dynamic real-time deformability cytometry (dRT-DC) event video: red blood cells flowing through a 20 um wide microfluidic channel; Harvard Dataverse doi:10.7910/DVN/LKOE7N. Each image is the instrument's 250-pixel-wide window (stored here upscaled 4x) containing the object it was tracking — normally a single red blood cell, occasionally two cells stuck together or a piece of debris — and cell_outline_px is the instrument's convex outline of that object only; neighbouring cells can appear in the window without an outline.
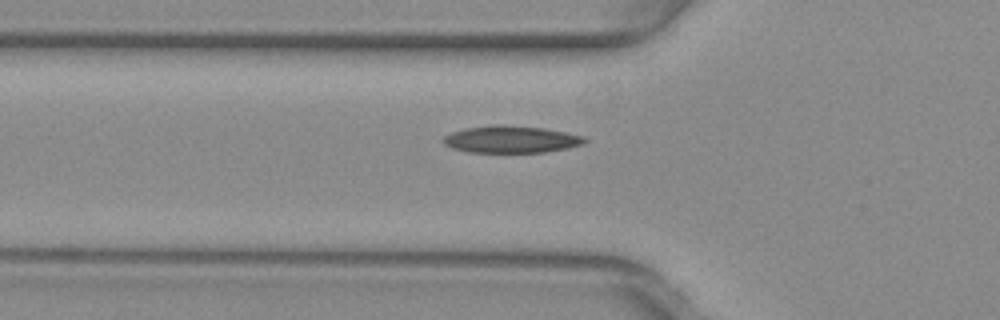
{"species": "common noctule bat (a hibernating species)", "species_latin": "Nyctalus noctula", "temperature_condition": "warm", "stored_images_in_passage": 36, "camera_frame_rate_fps": 3000, "um_per_image_px": 0.085, "animal": {"sex": "female", "body_mass_g": 29.2, "forearm_length_mm": 56.3}, "frame": {"image": 1, "passage_image": 2, "time_ms": 0.333, "image_size_px": [1000, 320], "cell_outline_px": [[588, 140], [584, 144], [568, 148], [544, 152], [468, 152], [452, 148], [444, 144], [444, 136], [452, 132], [464, 128], [492, 124], [504, 124], [544, 128], [584, 136]], "centroid_in_image_um": [43.45, 11.83], "position_along_channel_um": 82.4, "area_um2": 22.43}}
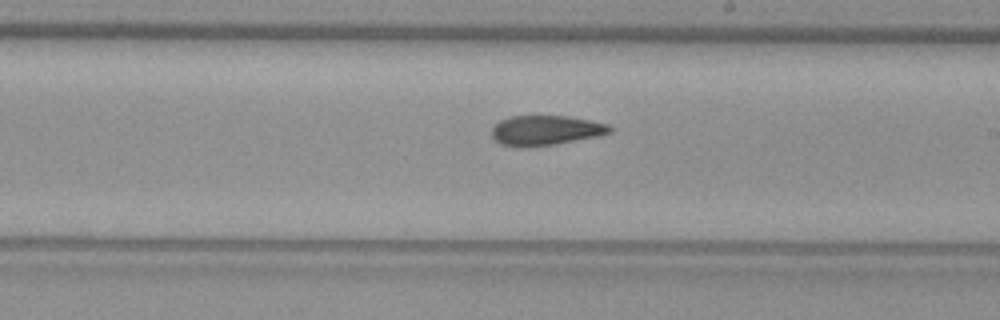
{"frame": {"image": 2, "passage_image": 14, "time_ms": 4.333, "image_size_px": [1000, 320], "cell_outline_px": [[612, 132], [596, 136], [556, 144], [500, 144], [492, 136], [492, 128], [500, 120], [508, 116], [568, 116], [608, 124], [612, 128]], "centroid_in_image_um": [46.41, 11.03], "position_along_channel_um": 242.6, "area_um2": 19.71}}
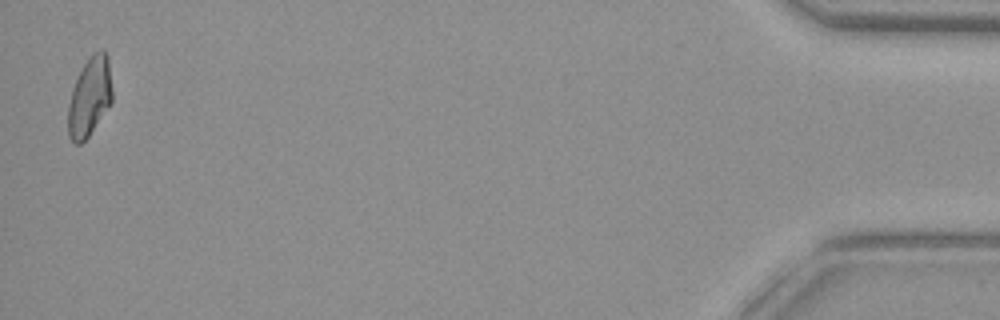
{"frame": {"image": 3, "passage_image": 35, "time_ms": 11.333, "image_size_px": [1000, 320], "cell_outline_px": [[112, 100], [88, 136], [80, 144], [76, 144], [68, 136], [68, 104], [72, 88], [84, 64], [92, 52], [100, 48], [104, 48], [108, 56], [112, 88]], "centroid_in_image_um": [7.62, 8.17], "position_along_channel_um": 427.6, "area_um2": 20.23}, "authors_computed_cell_mechanics": {"area_um2": 20.808, "velocity_mm_per_s": 3.9932, "shape_relaxation_time_tau1_ms": null, "shape_relaxation_time_tau2_ms": 3.3824, "deformation_change_tau1": null, "deformation_change_tau2": 0.0865}}